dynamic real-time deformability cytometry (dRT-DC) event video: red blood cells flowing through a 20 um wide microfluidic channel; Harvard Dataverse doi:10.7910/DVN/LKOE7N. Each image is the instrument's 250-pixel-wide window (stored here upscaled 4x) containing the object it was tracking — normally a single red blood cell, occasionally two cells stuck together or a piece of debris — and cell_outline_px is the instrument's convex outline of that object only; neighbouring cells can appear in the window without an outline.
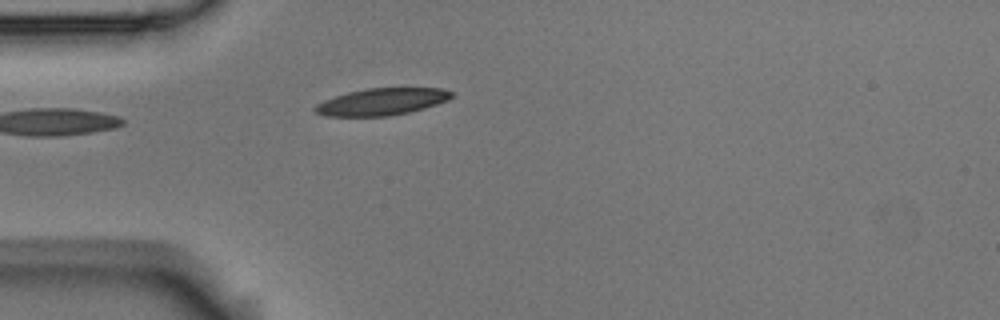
{"species": "Egyptian fruit bat (a non-hibernating species)", "species_latin": "Rousettus aegyptiacus", "temperature_condition": "room temperature", "stored_images_in_passage": 4, "camera_frame_rate_fps": 3000, "um_per_image_px": 0.085, "animal": {"sex": "male"}, "frame": {"image": 1, "passage_image": 4, "time_ms": 1.0, "image_size_px": [1000, 320], "cell_outline_px": [[452, 96], [448, 100], [424, 108], [408, 112], [388, 116], [324, 116], [316, 112], [312, 108], [316, 104], [324, 100], [348, 92], [368, 88], [440, 88], [452, 92]], "centroid_in_image_um": [32.42, 8.65], "position_along_channel_um": 52.6, "area_um2": 21.27}}